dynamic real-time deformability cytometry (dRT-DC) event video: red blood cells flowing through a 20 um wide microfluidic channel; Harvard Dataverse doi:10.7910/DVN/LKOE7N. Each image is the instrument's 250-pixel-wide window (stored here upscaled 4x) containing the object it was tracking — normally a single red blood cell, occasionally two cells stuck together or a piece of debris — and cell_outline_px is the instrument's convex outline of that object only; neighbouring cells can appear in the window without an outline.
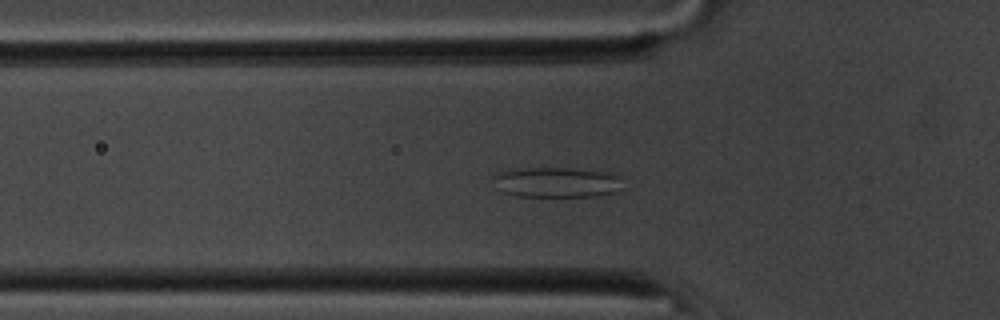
{"species": "common noctule bat (a hibernating species)", "species_latin": "Nyctalus noctula", "temperature_condition": "room temperature", "stored_images_in_passage": 53, "camera_frame_rate_fps": 3000, "um_per_image_px": 0.085, "animal": {"sex": "male", "body_mass_g": 20.1, "forearm_length_mm": 53.5}, "frame": {"image": 1, "passage_image": 17, "time_ms": 5.333, "image_size_px": [1000, 320], "cell_outline_px": [[620, 188], [616, 192], [592, 196], [520, 196], [504, 192], [496, 176], [500, 172], [520, 168], [568, 168], [604, 172], [620, 176]], "centroid_in_image_um": [47.41, 15.49], "position_along_channel_um": 78.4, "area_um2": 21.96}}
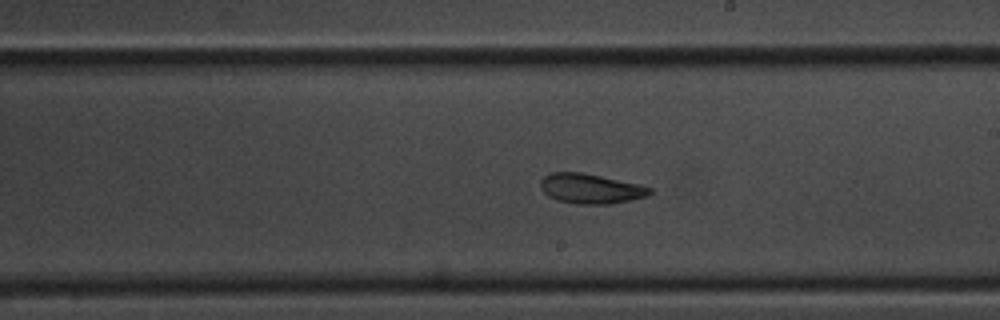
{"frame": {"image": 2, "passage_image": 30, "time_ms": 9.667, "image_size_px": [1000, 320], "cell_outline_px": [[652, 192], [648, 196], [632, 200], [612, 204], [576, 204], [556, 200], [548, 196], [540, 188], [540, 180], [544, 176], [552, 172], [580, 172], [600, 176], [636, 184], [652, 188]], "centroid_in_image_um": [50.18, 16.05], "position_along_channel_um": 238.8, "area_um2": 19.02}}
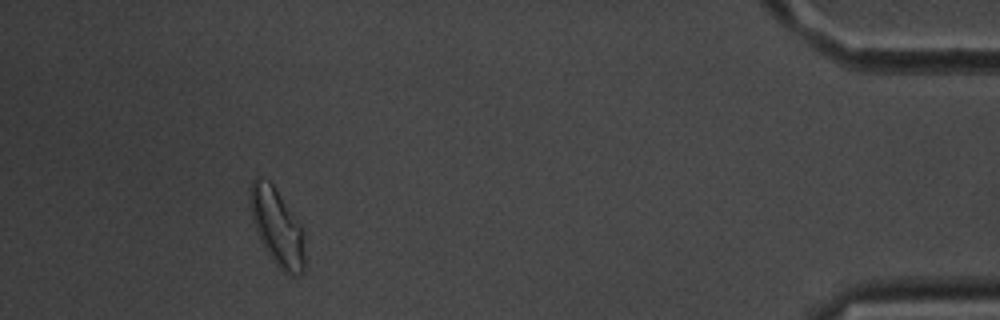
{"frame": {"image": 3, "passage_image": 49, "time_ms": 16.0, "image_size_px": [1000, 320], "cell_outline_px": [[304, 272], [300, 276], [288, 276], [276, 264], [264, 248], [256, 232], [252, 220], [252, 180], [256, 176], [268, 180], [272, 184], [300, 224], [304, 232]], "centroid_in_image_um": [23.6, 19.38], "position_along_channel_um": 411.6, "area_um2": 24.16}, "authors_computed_cell_mechanics": {"area_um2": 21.4438, "velocity_mm_per_s": 3.6884, "shape_relaxation_time_tau1_ms": null, "shape_relaxation_time_tau2_ms": 6.4659, "deformation_change_tau1": null, "deformation_change_tau2": 0.1331}}